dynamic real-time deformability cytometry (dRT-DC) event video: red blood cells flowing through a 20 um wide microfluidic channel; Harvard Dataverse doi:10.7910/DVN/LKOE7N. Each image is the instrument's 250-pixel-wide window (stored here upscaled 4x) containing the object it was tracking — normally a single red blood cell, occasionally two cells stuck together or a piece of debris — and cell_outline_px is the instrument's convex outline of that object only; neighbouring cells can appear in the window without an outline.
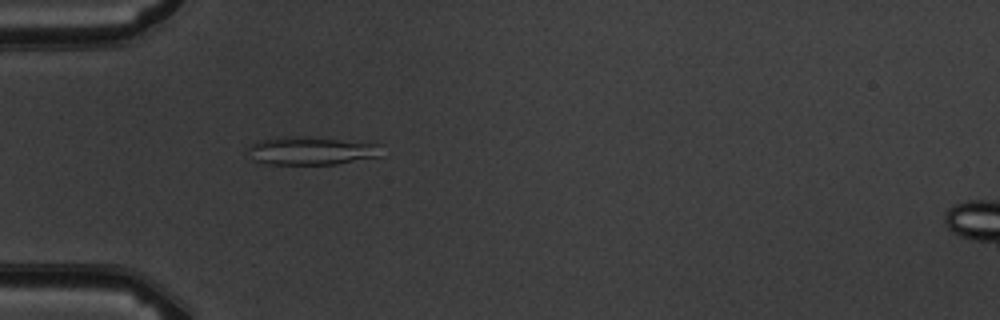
{"species": "common noctule bat (a hibernating species)", "species_latin": "Nyctalus noctula", "temperature_condition": "warm", "stored_images_in_passage": 1, "camera_frame_rate_fps": 3000, "um_per_image_px": 0.085, "animal": {"sex": "male", "body_mass_g": 19.5, "forearm_length_mm": 54.6}, "frame": {"image": 1, "passage_image": 1, "time_ms": 0.0, "image_size_px": [1000, 320], "cell_outline_px": [[384, 156], [336, 164], [264, 164], [252, 160], [248, 148], [252, 144], [276, 136], [308, 136], [380, 144]], "centroid_in_image_um": [26.5, 12.81], "position_along_channel_um": 58.5, "area_um2": 22.2}}